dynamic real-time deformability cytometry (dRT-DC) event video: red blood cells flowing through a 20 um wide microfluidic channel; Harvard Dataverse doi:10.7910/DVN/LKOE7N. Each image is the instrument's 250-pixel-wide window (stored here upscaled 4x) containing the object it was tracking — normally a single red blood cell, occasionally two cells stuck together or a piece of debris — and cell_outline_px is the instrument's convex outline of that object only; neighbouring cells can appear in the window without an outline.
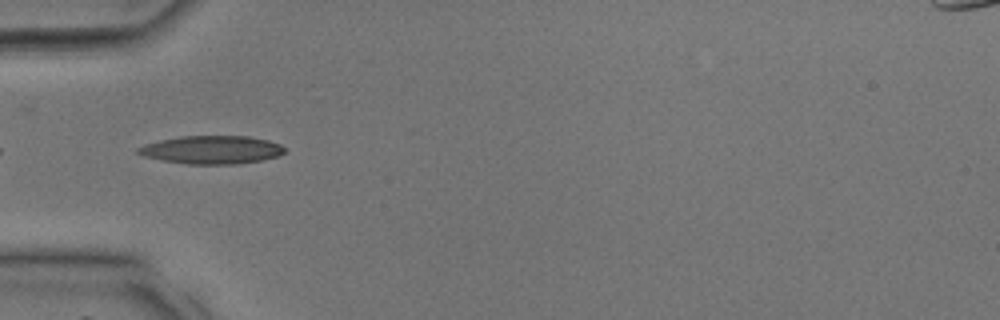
{"species": "common noctule bat (a hibernating species)", "species_latin": "Nyctalus noctula", "temperature_condition": "room temperature", "stored_images_in_passage": 30, "camera_frame_rate_fps": 3000, "um_per_image_px": 0.085, "animal": {"sex": "male", "body_mass_g": 17.9, "forearm_length_mm": 54.2}, "frame": {"image": 1, "passage_image": 5, "time_ms": 1.333, "image_size_px": [1000, 320], "cell_outline_px": [[284, 152], [276, 156], [260, 160], [236, 164], [188, 164], [164, 160], [144, 156], [136, 152], [136, 148], [144, 144], [160, 140], [180, 136], [248, 136], [268, 140], [280, 144], [284, 148]], "centroid_in_image_um": [17.96, 12.72], "position_along_channel_um": 67.0, "area_um2": 23.87}}
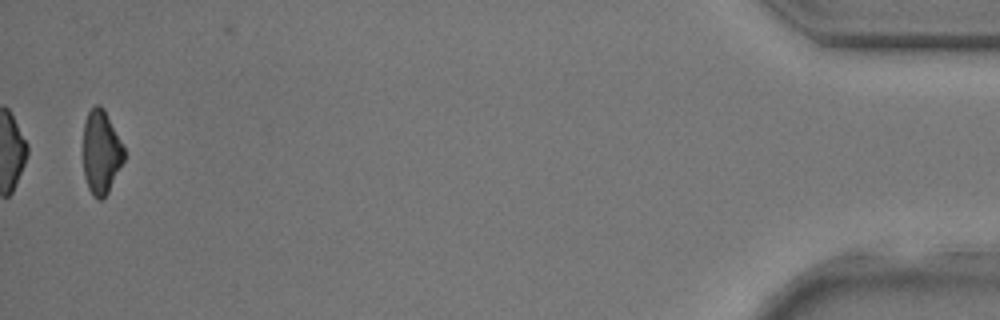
{"frame": {"image": 2, "passage_image": 29, "time_ms": 9.333, "image_size_px": [1000, 320], "cell_outline_px": [[124, 160], [108, 192], [100, 200], [96, 200], [92, 196], [88, 188], [84, 176], [84, 120], [88, 112], [96, 104], [100, 104], [104, 108], [124, 148]], "centroid_in_image_um": [8.58, 12.94], "position_along_channel_um": 426.6, "area_um2": 19.83}}